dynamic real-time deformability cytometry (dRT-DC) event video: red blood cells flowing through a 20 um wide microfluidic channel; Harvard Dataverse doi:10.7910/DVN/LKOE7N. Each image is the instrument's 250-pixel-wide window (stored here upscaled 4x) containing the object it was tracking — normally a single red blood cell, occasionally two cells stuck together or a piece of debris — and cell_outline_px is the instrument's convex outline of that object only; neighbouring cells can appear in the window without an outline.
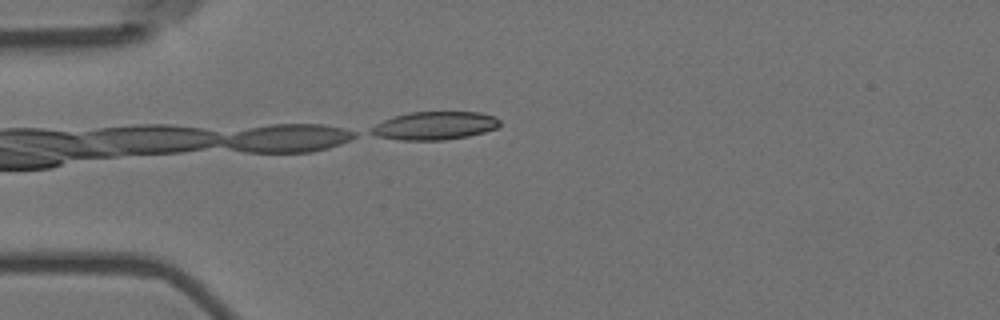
{"species": "Egyptian fruit bat (a non-hibernating species)", "species_latin": "Rousettus aegyptiacus", "temperature_condition": "room temperature", "stored_images_in_passage": 1, "camera_frame_rate_fps": 3000, "um_per_image_px": 0.085, "animal": {"sex": "female"}, "frame": {"image": 1, "passage_image": 1, "time_ms": 0.0, "image_size_px": [1000, 320], "cell_outline_px": [[500, 124], [496, 128], [484, 132], [468, 136], [444, 140], [400, 140], [376, 136], [364, 132], [376, 124], [384, 120], [408, 112], [480, 112], [496, 116], [500, 120]], "centroid_in_image_um": [36.92, 10.68], "position_along_channel_um": 48.1, "area_um2": 21.27}}